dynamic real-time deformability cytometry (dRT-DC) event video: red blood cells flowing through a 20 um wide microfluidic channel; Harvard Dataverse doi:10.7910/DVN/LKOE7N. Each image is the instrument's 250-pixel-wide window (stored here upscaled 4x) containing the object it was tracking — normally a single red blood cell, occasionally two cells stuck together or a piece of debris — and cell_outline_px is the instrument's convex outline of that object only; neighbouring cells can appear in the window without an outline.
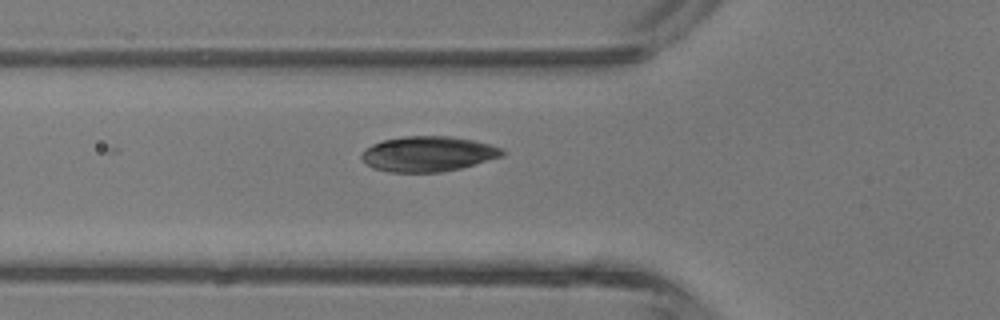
{"species": "common noctule bat (a hibernating species)", "species_latin": "Nyctalus noctula", "temperature_condition": "room temperature", "stored_images_in_passage": 7, "camera_frame_rate_fps": 3000, "um_per_image_px": 0.085, "animal": {"sex": "male", "body_mass_g": 13.3}, "frame": {"image": 1, "passage_image": 3, "time_ms": 0.667, "image_size_px": [1000, 320], "cell_outline_px": [[508, 152], [504, 156], [460, 168], [440, 172], [392, 172], [372, 168], [360, 156], [360, 152], [364, 148], [380, 140], [404, 136], [452, 136], [472, 140], [488, 144], [500, 148]], "centroid_in_image_um": [36.36, 13.07], "position_along_channel_um": 89.4, "area_um2": 29.02}}
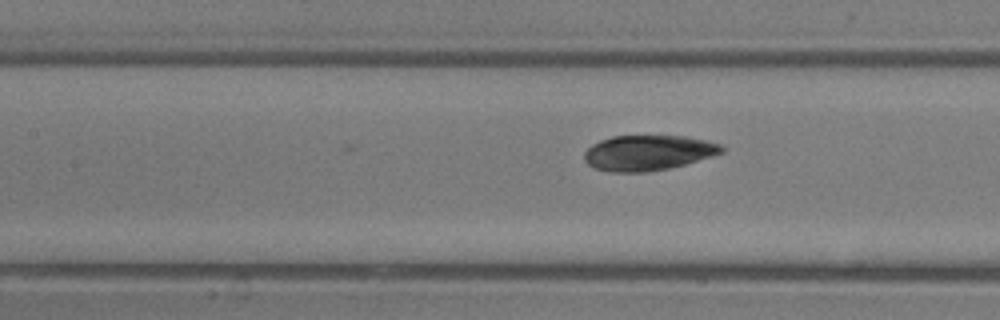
{"frame": {"image": 2, "passage_image": 7, "time_ms": 2.0, "image_size_px": [1000, 320], "cell_outline_px": [[724, 152], [684, 164], [668, 168], [644, 172], [612, 172], [596, 168], [588, 164], [584, 160], [584, 152], [592, 144], [600, 140], [612, 136], [684, 136], [704, 140], [720, 144], [724, 148]], "centroid_in_image_um": [55.05, 12.98], "position_along_channel_um": 152.3, "area_um2": 27.98}}